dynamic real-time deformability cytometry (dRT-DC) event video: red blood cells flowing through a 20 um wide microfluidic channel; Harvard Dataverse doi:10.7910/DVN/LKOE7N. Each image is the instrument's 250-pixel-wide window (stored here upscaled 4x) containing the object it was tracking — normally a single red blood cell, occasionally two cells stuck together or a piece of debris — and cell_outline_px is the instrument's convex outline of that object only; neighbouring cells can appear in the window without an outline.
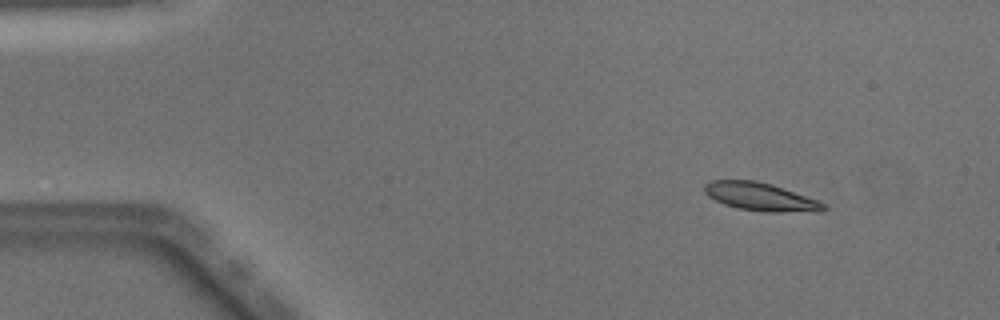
{"species": "Egyptian fruit bat (a non-hibernating species)", "species_latin": "Rousettus aegyptiacus", "temperature_condition": "warm", "stored_images_in_passage": 45, "camera_frame_rate_fps": 3000, "um_per_image_px": 0.085, "animal": {"sex": "male"}, "frame": {"image": 1, "passage_image": 1, "time_ms": 0.0, "image_size_px": [1000, 320], "cell_outline_px": [[828, 208], [820, 212], [768, 212], [740, 208], [724, 204], [708, 196], [704, 192], [704, 184], [712, 180], [756, 180], [772, 184], [816, 200], [824, 204]], "centroid_in_image_um": [64.64, 16.72], "position_along_channel_um": 20.4, "area_um2": 19.36}}
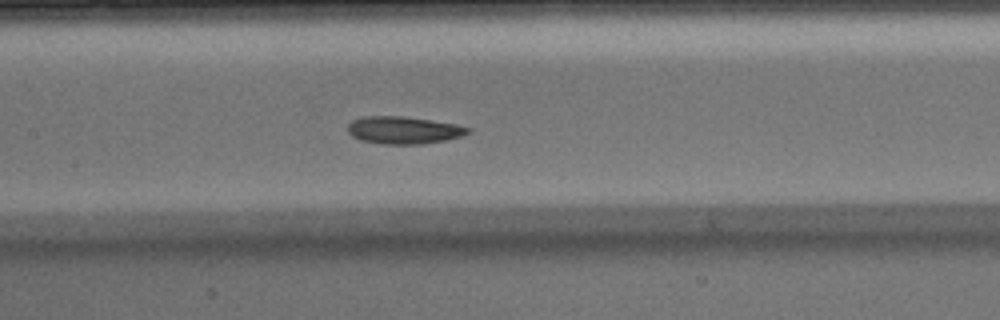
{"frame": {"image": 2, "passage_image": 19, "time_ms": 6.0, "image_size_px": [1000, 320], "cell_outline_px": [[472, 132], [464, 136], [424, 144], [380, 144], [360, 140], [352, 136], [348, 132], [348, 124], [352, 120], [360, 116], [404, 116], [432, 120], [456, 124], [472, 128]], "centroid_in_image_um": [34.33, 11.06], "position_along_channel_um": 173.1, "area_um2": 19.54}}
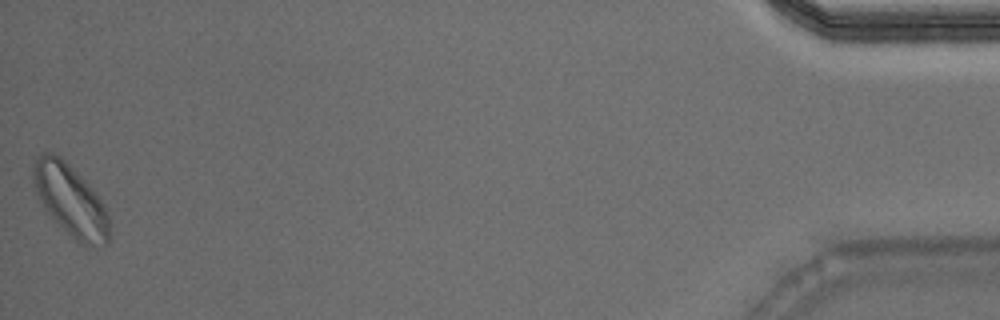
{"frame": {"image": 3, "passage_image": 45, "time_ms": 14.667, "image_size_px": [1000, 320], "cell_outline_px": [[112, 232], [108, 244], [80, 244], [48, 212], [40, 200], [32, 184], [32, 168], [36, 156], [40, 152], [52, 152], [60, 156], [88, 184], [104, 204], [108, 216]], "centroid_in_image_um": [5.99, 16.99], "position_along_channel_um": 429.2, "area_um2": 31.39}, "authors_computed_cell_mechanics": {"area_um2": 19.4208, "velocity_mm_per_s": 4.0264, "shape_relaxation_time_tau1_ms": 3.1641, "shape_relaxation_time_tau2_ms": 5.2359, "deformation_change_tau1": 0.1024, "deformation_change_tau2": 0.0921}}